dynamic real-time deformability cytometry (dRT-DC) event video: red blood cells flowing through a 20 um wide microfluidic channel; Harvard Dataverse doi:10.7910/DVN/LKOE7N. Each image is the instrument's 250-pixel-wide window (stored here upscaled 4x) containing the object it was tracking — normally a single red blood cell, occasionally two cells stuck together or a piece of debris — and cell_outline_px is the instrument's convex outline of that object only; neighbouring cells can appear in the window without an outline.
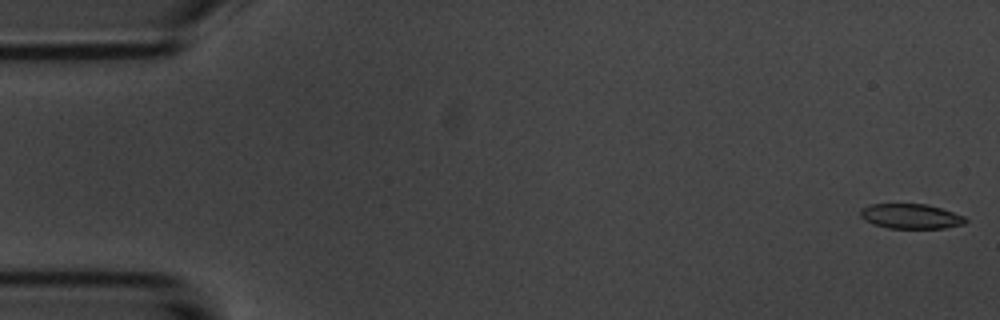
{"species": "common noctule bat (a hibernating species)", "species_latin": "Nyctalus noctula", "temperature_condition": "room temperature", "stored_images_in_passage": 3, "segment_of_instrument_passage": [1, 2], "camera_frame_rate_fps": 3000, "um_per_image_px": 0.085, "animal": {"sex": "male", "body_mass_g": 20.1, "forearm_length_mm": 53.5}, "frame": {"image": 1, "passage_image": 1, "time_ms": 0.0, "image_size_px": [1000, 320], "cell_outline_px": [[968, 220], [964, 224], [944, 228], [888, 228], [872, 224], [864, 220], [860, 216], [860, 208], [868, 204], [928, 204], [964, 216]], "centroid_in_image_um": [77.38, 18.38], "position_along_channel_um": 7.6, "area_um2": 15.32}}